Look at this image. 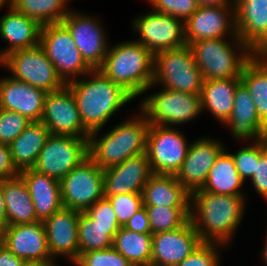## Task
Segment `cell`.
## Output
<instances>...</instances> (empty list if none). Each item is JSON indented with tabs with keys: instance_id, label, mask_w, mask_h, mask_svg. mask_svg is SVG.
<instances>
[{
	"instance_id": "7dc6e473",
	"label": "cell",
	"mask_w": 267,
	"mask_h": 266,
	"mask_svg": "<svg viewBox=\"0 0 267 266\" xmlns=\"http://www.w3.org/2000/svg\"><path fill=\"white\" fill-rule=\"evenodd\" d=\"M25 261L0 242V266H23Z\"/></svg>"
},
{
	"instance_id": "30bf717a",
	"label": "cell",
	"mask_w": 267,
	"mask_h": 266,
	"mask_svg": "<svg viewBox=\"0 0 267 266\" xmlns=\"http://www.w3.org/2000/svg\"><path fill=\"white\" fill-rule=\"evenodd\" d=\"M64 208L86 211L104 197L103 170L86 158L60 181Z\"/></svg>"
},
{
	"instance_id": "c3c4849f",
	"label": "cell",
	"mask_w": 267,
	"mask_h": 266,
	"mask_svg": "<svg viewBox=\"0 0 267 266\" xmlns=\"http://www.w3.org/2000/svg\"><path fill=\"white\" fill-rule=\"evenodd\" d=\"M6 226V205L2 190V180H0V230Z\"/></svg>"
},
{
	"instance_id": "74e56055",
	"label": "cell",
	"mask_w": 267,
	"mask_h": 266,
	"mask_svg": "<svg viewBox=\"0 0 267 266\" xmlns=\"http://www.w3.org/2000/svg\"><path fill=\"white\" fill-rule=\"evenodd\" d=\"M104 197L110 201L121 227H124L129 219L143 207L142 194L127 193Z\"/></svg>"
},
{
	"instance_id": "f5cc1de1",
	"label": "cell",
	"mask_w": 267,
	"mask_h": 266,
	"mask_svg": "<svg viewBox=\"0 0 267 266\" xmlns=\"http://www.w3.org/2000/svg\"><path fill=\"white\" fill-rule=\"evenodd\" d=\"M262 255H263V260H265V263L267 264V241H266L265 249H263Z\"/></svg>"
},
{
	"instance_id": "f35d334b",
	"label": "cell",
	"mask_w": 267,
	"mask_h": 266,
	"mask_svg": "<svg viewBox=\"0 0 267 266\" xmlns=\"http://www.w3.org/2000/svg\"><path fill=\"white\" fill-rule=\"evenodd\" d=\"M30 123L25 116L0 108V143L9 145Z\"/></svg>"
},
{
	"instance_id": "4316f807",
	"label": "cell",
	"mask_w": 267,
	"mask_h": 266,
	"mask_svg": "<svg viewBox=\"0 0 267 266\" xmlns=\"http://www.w3.org/2000/svg\"><path fill=\"white\" fill-rule=\"evenodd\" d=\"M143 206L191 207V193L175 175L153 174L142 191Z\"/></svg>"
},
{
	"instance_id": "60d3db41",
	"label": "cell",
	"mask_w": 267,
	"mask_h": 266,
	"mask_svg": "<svg viewBox=\"0 0 267 266\" xmlns=\"http://www.w3.org/2000/svg\"><path fill=\"white\" fill-rule=\"evenodd\" d=\"M250 147H243L239 149L237 153L231 154L235 167L244 181L246 177L252 178L255 173L256 162L260 158V142H254Z\"/></svg>"
},
{
	"instance_id": "484cf974",
	"label": "cell",
	"mask_w": 267,
	"mask_h": 266,
	"mask_svg": "<svg viewBox=\"0 0 267 266\" xmlns=\"http://www.w3.org/2000/svg\"><path fill=\"white\" fill-rule=\"evenodd\" d=\"M230 124L231 131L237 139H254L259 141L267 126L259 119L253 98L246 86L240 82L234 96L231 116L225 123Z\"/></svg>"
},
{
	"instance_id": "ab89813d",
	"label": "cell",
	"mask_w": 267,
	"mask_h": 266,
	"mask_svg": "<svg viewBox=\"0 0 267 266\" xmlns=\"http://www.w3.org/2000/svg\"><path fill=\"white\" fill-rule=\"evenodd\" d=\"M153 11L171 15L185 23L200 6L197 0H149Z\"/></svg>"
},
{
	"instance_id": "6da1fadb",
	"label": "cell",
	"mask_w": 267,
	"mask_h": 266,
	"mask_svg": "<svg viewBox=\"0 0 267 266\" xmlns=\"http://www.w3.org/2000/svg\"><path fill=\"white\" fill-rule=\"evenodd\" d=\"M244 203L243 196L191 193L190 204L195 207L191 206L190 220L200 240L220 246L228 243L241 222Z\"/></svg>"
},
{
	"instance_id": "3957f363",
	"label": "cell",
	"mask_w": 267,
	"mask_h": 266,
	"mask_svg": "<svg viewBox=\"0 0 267 266\" xmlns=\"http://www.w3.org/2000/svg\"><path fill=\"white\" fill-rule=\"evenodd\" d=\"M153 65L154 54L135 40L109 48L98 70L135 98L150 88Z\"/></svg>"
},
{
	"instance_id": "b9f144b4",
	"label": "cell",
	"mask_w": 267,
	"mask_h": 266,
	"mask_svg": "<svg viewBox=\"0 0 267 266\" xmlns=\"http://www.w3.org/2000/svg\"><path fill=\"white\" fill-rule=\"evenodd\" d=\"M215 243L202 242L189 256L176 266H218L219 255Z\"/></svg>"
},
{
	"instance_id": "7402d4cb",
	"label": "cell",
	"mask_w": 267,
	"mask_h": 266,
	"mask_svg": "<svg viewBox=\"0 0 267 266\" xmlns=\"http://www.w3.org/2000/svg\"><path fill=\"white\" fill-rule=\"evenodd\" d=\"M79 215L80 211L63 207L43 222L52 258L66 255L73 262L78 259Z\"/></svg>"
},
{
	"instance_id": "7a4b0ae2",
	"label": "cell",
	"mask_w": 267,
	"mask_h": 266,
	"mask_svg": "<svg viewBox=\"0 0 267 266\" xmlns=\"http://www.w3.org/2000/svg\"><path fill=\"white\" fill-rule=\"evenodd\" d=\"M90 75L93 79L75 78L66 85L73 93L83 126L91 133L99 132L115 111L134 98L98 69Z\"/></svg>"
},
{
	"instance_id": "d4e9b609",
	"label": "cell",
	"mask_w": 267,
	"mask_h": 266,
	"mask_svg": "<svg viewBox=\"0 0 267 266\" xmlns=\"http://www.w3.org/2000/svg\"><path fill=\"white\" fill-rule=\"evenodd\" d=\"M19 175L27 185L38 221L44 222L63 208L60 181L34 169H25Z\"/></svg>"
},
{
	"instance_id": "ac0fdd59",
	"label": "cell",
	"mask_w": 267,
	"mask_h": 266,
	"mask_svg": "<svg viewBox=\"0 0 267 266\" xmlns=\"http://www.w3.org/2000/svg\"><path fill=\"white\" fill-rule=\"evenodd\" d=\"M69 12L62 23L70 31L85 62L93 69H99L107 55L106 36L98 21L79 13Z\"/></svg>"
},
{
	"instance_id": "681fc988",
	"label": "cell",
	"mask_w": 267,
	"mask_h": 266,
	"mask_svg": "<svg viewBox=\"0 0 267 266\" xmlns=\"http://www.w3.org/2000/svg\"><path fill=\"white\" fill-rule=\"evenodd\" d=\"M202 6H229L228 0H197Z\"/></svg>"
},
{
	"instance_id": "bcb514c9",
	"label": "cell",
	"mask_w": 267,
	"mask_h": 266,
	"mask_svg": "<svg viewBox=\"0 0 267 266\" xmlns=\"http://www.w3.org/2000/svg\"><path fill=\"white\" fill-rule=\"evenodd\" d=\"M127 230L137 233L152 234L146 208L138 210L124 226Z\"/></svg>"
},
{
	"instance_id": "5bb4252c",
	"label": "cell",
	"mask_w": 267,
	"mask_h": 266,
	"mask_svg": "<svg viewBox=\"0 0 267 266\" xmlns=\"http://www.w3.org/2000/svg\"><path fill=\"white\" fill-rule=\"evenodd\" d=\"M143 44L154 55L161 51L186 46L184 22L171 15L151 11L133 22Z\"/></svg>"
},
{
	"instance_id": "2e32d148",
	"label": "cell",
	"mask_w": 267,
	"mask_h": 266,
	"mask_svg": "<svg viewBox=\"0 0 267 266\" xmlns=\"http://www.w3.org/2000/svg\"><path fill=\"white\" fill-rule=\"evenodd\" d=\"M0 242L25 262L54 264L41 221L5 226L0 230Z\"/></svg>"
},
{
	"instance_id": "836d02e7",
	"label": "cell",
	"mask_w": 267,
	"mask_h": 266,
	"mask_svg": "<svg viewBox=\"0 0 267 266\" xmlns=\"http://www.w3.org/2000/svg\"><path fill=\"white\" fill-rule=\"evenodd\" d=\"M120 227L97 224L85 211L80 212L78 222L79 255L93 250L113 247V239Z\"/></svg>"
},
{
	"instance_id": "5b68a950",
	"label": "cell",
	"mask_w": 267,
	"mask_h": 266,
	"mask_svg": "<svg viewBox=\"0 0 267 266\" xmlns=\"http://www.w3.org/2000/svg\"><path fill=\"white\" fill-rule=\"evenodd\" d=\"M159 82L169 90L200 95L204 78L189 45L154 55L150 87Z\"/></svg>"
},
{
	"instance_id": "7bdbcfd3",
	"label": "cell",
	"mask_w": 267,
	"mask_h": 266,
	"mask_svg": "<svg viewBox=\"0 0 267 266\" xmlns=\"http://www.w3.org/2000/svg\"><path fill=\"white\" fill-rule=\"evenodd\" d=\"M97 224L121 227L110 201L103 197L85 211Z\"/></svg>"
},
{
	"instance_id": "f907efd6",
	"label": "cell",
	"mask_w": 267,
	"mask_h": 266,
	"mask_svg": "<svg viewBox=\"0 0 267 266\" xmlns=\"http://www.w3.org/2000/svg\"><path fill=\"white\" fill-rule=\"evenodd\" d=\"M259 142L261 143L265 153L267 154V129L265 130V132L259 138Z\"/></svg>"
},
{
	"instance_id": "db71d44e",
	"label": "cell",
	"mask_w": 267,
	"mask_h": 266,
	"mask_svg": "<svg viewBox=\"0 0 267 266\" xmlns=\"http://www.w3.org/2000/svg\"><path fill=\"white\" fill-rule=\"evenodd\" d=\"M7 3V0H0V7L4 5V3ZM9 4H11V0H9Z\"/></svg>"
},
{
	"instance_id": "ee69618b",
	"label": "cell",
	"mask_w": 267,
	"mask_h": 266,
	"mask_svg": "<svg viewBox=\"0 0 267 266\" xmlns=\"http://www.w3.org/2000/svg\"><path fill=\"white\" fill-rule=\"evenodd\" d=\"M256 191L267 200V154L260 143V158L256 162L255 173L251 178Z\"/></svg>"
},
{
	"instance_id": "52a82bcc",
	"label": "cell",
	"mask_w": 267,
	"mask_h": 266,
	"mask_svg": "<svg viewBox=\"0 0 267 266\" xmlns=\"http://www.w3.org/2000/svg\"><path fill=\"white\" fill-rule=\"evenodd\" d=\"M40 46L65 84L74 81V76L89 75L93 70L83 59L70 31L62 22L42 25Z\"/></svg>"
},
{
	"instance_id": "44dd1931",
	"label": "cell",
	"mask_w": 267,
	"mask_h": 266,
	"mask_svg": "<svg viewBox=\"0 0 267 266\" xmlns=\"http://www.w3.org/2000/svg\"><path fill=\"white\" fill-rule=\"evenodd\" d=\"M225 148L220 142L201 138L190 144L181 169L175 175L177 180L193 193L202 188L209 170Z\"/></svg>"
},
{
	"instance_id": "8992f818",
	"label": "cell",
	"mask_w": 267,
	"mask_h": 266,
	"mask_svg": "<svg viewBox=\"0 0 267 266\" xmlns=\"http://www.w3.org/2000/svg\"><path fill=\"white\" fill-rule=\"evenodd\" d=\"M190 47L204 80L241 78L244 67L256 54L242 52L238 56L224 38L202 39Z\"/></svg>"
},
{
	"instance_id": "f546056e",
	"label": "cell",
	"mask_w": 267,
	"mask_h": 266,
	"mask_svg": "<svg viewBox=\"0 0 267 266\" xmlns=\"http://www.w3.org/2000/svg\"><path fill=\"white\" fill-rule=\"evenodd\" d=\"M241 78L204 80L200 98L202 110L207 108L222 123L231 116L234 96Z\"/></svg>"
},
{
	"instance_id": "1f68e13d",
	"label": "cell",
	"mask_w": 267,
	"mask_h": 266,
	"mask_svg": "<svg viewBox=\"0 0 267 266\" xmlns=\"http://www.w3.org/2000/svg\"><path fill=\"white\" fill-rule=\"evenodd\" d=\"M241 82L251 94L259 119L267 126V56L255 54L244 67Z\"/></svg>"
},
{
	"instance_id": "f6af8a7d",
	"label": "cell",
	"mask_w": 267,
	"mask_h": 266,
	"mask_svg": "<svg viewBox=\"0 0 267 266\" xmlns=\"http://www.w3.org/2000/svg\"><path fill=\"white\" fill-rule=\"evenodd\" d=\"M20 172L12 161L9 145L0 143V180H6L18 176Z\"/></svg>"
},
{
	"instance_id": "277c9868",
	"label": "cell",
	"mask_w": 267,
	"mask_h": 266,
	"mask_svg": "<svg viewBox=\"0 0 267 266\" xmlns=\"http://www.w3.org/2000/svg\"><path fill=\"white\" fill-rule=\"evenodd\" d=\"M142 115L115 126L100 139H97V131L90 133L88 154L102 170L119 165L130 157L146 152L150 124L145 115L143 113Z\"/></svg>"
},
{
	"instance_id": "d6986e66",
	"label": "cell",
	"mask_w": 267,
	"mask_h": 266,
	"mask_svg": "<svg viewBox=\"0 0 267 266\" xmlns=\"http://www.w3.org/2000/svg\"><path fill=\"white\" fill-rule=\"evenodd\" d=\"M237 36L256 54L267 52V0H234Z\"/></svg>"
},
{
	"instance_id": "cb8c5ba5",
	"label": "cell",
	"mask_w": 267,
	"mask_h": 266,
	"mask_svg": "<svg viewBox=\"0 0 267 266\" xmlns=\"http://www.w3.org/2000/svg\"><path fill=\"white\" fill-rule=\"evenodd\" d=\"M9 12L0 19V35L8 41L9 47L0 52V64L4 66V57L9 53L29 49L40 45L42 25L9 5Z\"/></svg>"
},
{
	"instance_id": "816d5d0a",
	"label": "cell",
	"mask_w": 267,
	"mask_h": 266,
	"mask_svg": "<svg viewBox=\"0 0 267 266\" xmlns=\"http://www.w3.org/2000/svg\"><path fill=\"white\" fill-rule=\"evenodd\" d=\"M23 266H55V264H45L42 262H25Z\"/></svg>"
},
{
	"instance_id": "83f0119b",
	"label": "cell",
	"mask_w": 267,
	"mask_h": 266,
	"mask_svg": "<svg viewBox=\"0 0 267 266\" xmlns=\"http://www.w3.org/2000/svg\"><path fill=\"white\" fill-rule=\"evenodd\" d=\"M6 205V226L38 222L31 195L23 178L2 180Z\"/></svg>"
},
{
	"instance_id": "d6a6232c",
	"label": "cell",
	"mask_w": 267,
	"mask_h": 266,
	"mask_svg": "<svg viewBox=\"0 0 267 266\" xmlns=\"http://www.w3.org/2000/svg\"><path fill=\"white\" fill-rule=\"evenodd\" d=\"M152 235L120 227L114 236L113 248L133 266H151Z\"/></svg>"
},
{
	"instance_id": "ffe728a7",
	"label": "cell",
	"mask_w": 267,
	"mask_h": 266,
	"mask_svg": "<svg viewBox=\"0 0 267 266\" xmlns=\"http://www.w3.org/2000/svg\"><path fill=\"white\" fill-rule=\"evenodd\" d=\"M152 175L146 152L130 157L119 165L103 170L104 196L142 194Z\"/></svg>"
},
{
	"instance_id": "e575fe53",
	"label": "cell",
	"mask_w": 267,
	"mask_h": 266,
	"mask_svg": "<svg viewBox=\"0 0 267 266\" xmlns=\"http://www.w3.org/2000/svg\"><path fill=\"white\" fill-rule=\"evenodd\" d=\"M67 0H11V4L22 14L37 20L41 25L61 23L69 10Z\"/></svg>"
},
{
	"instance_id": "8fae6325",
	"label": "cell",
	"mask_w": 267,
	"mask_h": 266,
	"mask_svg": "<svg viewBox=\"0 0 267 266\" xmlns=\"http://www.w3.org/2000/svg\"><path fill=\"white\" fill-rule=\"evenodd\" d=\"M140 110L150 125L168 126L192 120L201 111L199 94L162 89L142 101Z\"/></svg>"
},
{
	"instance_id": "603a6c76",
	"label": "cell",
	"mask_w": 267,
	"mask_h": 266,
	"mask_svg": "<svg viewBox=\"0 0 267 266\" xmlns=\"http://www.w3.org/2000/svg\"><path fill=\"white\" fill-rule=\"evenodd\" d=\"M46 92L12 77L0 79V108L41 122Z\"/></svg>"
},
{
	"instance_id": "e0dca14e",
	"label": "cell",
	"mask_w": 267,
	"mask_h": 266,
	"mask_svg": "<svg viewBox=\"0 0 267 266\" xmlns=\"http://www.w3.org/2000/svg\"><path fill=\"white\" fill-rule=\"evenodd\" d=\"M201 243L190 219L178 229L155 233L152 235L151 266H176Z\"/></svg>"
},
{
	"instance_id": "ba28073f",
	"label": "cell",
	"mask_w": 267,
	"mask_h": 266,
	"mask_svg": "<svg viewBox=\"0 0 267 266\" xmlns=\"http://www.w3.org/2000/svg\"><path fill=\"white\" fill-rule=\"evenodd\" d=\"M88 157V139L50 134L32 169L61 181Z\"/></svg>"
},
{
	"instance_id": "d590c367",
	"label": "cell",
	"mask_w": 267,
	"mask_h": 266,
	"mask_svg": "<svg viewBox=\"0 0 267 266\" xmlns=\"http://www.w3.org/2000/svg\"><path fill=\"white\" fill-rule=\"evenodd\" d=\"M144 207L148 214L152 234L178 229L190 219L191 207Z\"/></svg>"
},
{
	"instance_id": "f1b7e54d",
	"label": "cell",
	"mask_w": 267,
	"mask_h": 266,
	"mask_svg": "<svg viewBox=\"0 0 267 266\" xmlns=\"http://www.w3.org/2000/svg\"><path fill=\"white\" fill-rule=\"evenodd\" d=\"M49 136L50 132L42 122H31L9 144L13 164L19 172L34 167Z\"/></svg>"
},
{
	"instance_id": "9a60e30c",
	"label": "cell",
	"mask_w": 267,
	"mask_h": 266,
	"mask_svg": "<svg viewBox=\"0 0 267 266\" xmlns=\"http://www.w3.org/2000/svg\"><path fill=\"white\" fill-rule=\"evenodd\" d=\"M41 122L52 135L89 139L90 132L83 126L75 98L67 85L46 93Z\"/></svg>"
},
{
	"instance_id": "7c38bea8",
	"label": "cell",
	"mask_w": 267,
	"mask_h": 266,
	"mask_svg": "<svg viewBox=\"0 0 267 266\" xmlns=\"http://www.w3.org/2000/svg\"><path fill=\"white\" fill-rule=\"evenodd\" d=\"M189 146L181 132L173 127L150 125L146 153L153 174L176 175L182 167Z\"/></svg>"
},
{
	"instance_id": "4dcf8cb0",
	"label": "cell",
	"mask_w": 267,
	"mask_h": 266,
	"mask_svg": "<svg viewBox=\"0 0 267 266\" xmlns=\"http://www.w3.org/2000/svg\"><path fill=\"white\" fill-rule=\"evenodd\" d=\"M243 180L240 177L234 160L230 153L224 149L217 157L212 168L209 170L208 177L201 189L219 195H237L244 196L239 190Z\"/></svg>"
},
{
	"instance_id": "8d00e7d4",
	"label": "cell",
	"mask_w": 267,
	"mask_h": 266,
	"mask_svg": "<svg viewBox=\"0 0 267 266\" xmlns=\"http://www.w3.org/2000/svg\"><path fill=\"white\" fill-rule=\"evenodd\" d=\"M74 263L78 266H133L113 247L82 253Z\"/></svg>"
},
{
	"instance_id": "4fadbf2b",
	"label": "cell",
	"mask_w": 267,
	"mask_h": 266,
	"mask_svg": "<svg viewBox=\"0 0 267 266\" xmlns=\"http://www.w3.org/2000/svg\"><path fill=\"white\" fill-rule=\"evenodd\" d=\"M231 11H228L229 9ZM231 13V15L228 14ZM228 14V15H227ZM228 16H231L230 18ZM230 20H229V19ZM232 23H229L231 22ZM231 27V28H230ZM185 41L187 45L202 39L224 38L227 31L237 41L236 46L243 52H254L237 36L235 29V8L228 6H202L184 23ZM231 30V31H230ZM234 33V34H233ZM241 48V49H240Z\"/></svg>"
},
{
	"instance_id": "9c48e42d",
	"label": "cell",
	"mask_w": 267,
	"mask_h": 266,
	"mask_svg": "<svg viewBox=\"0 0 267 266\" xmlns=\"http://www.w3.org/2000/svg\"><path fill=\"white\" fill-rule=\"evenodd\" d=\"M4 66L11 70L12 78L24 81L46 93L66 85L40 45L9 53L4 57Z\"/></svg>"
}]
</instances>
